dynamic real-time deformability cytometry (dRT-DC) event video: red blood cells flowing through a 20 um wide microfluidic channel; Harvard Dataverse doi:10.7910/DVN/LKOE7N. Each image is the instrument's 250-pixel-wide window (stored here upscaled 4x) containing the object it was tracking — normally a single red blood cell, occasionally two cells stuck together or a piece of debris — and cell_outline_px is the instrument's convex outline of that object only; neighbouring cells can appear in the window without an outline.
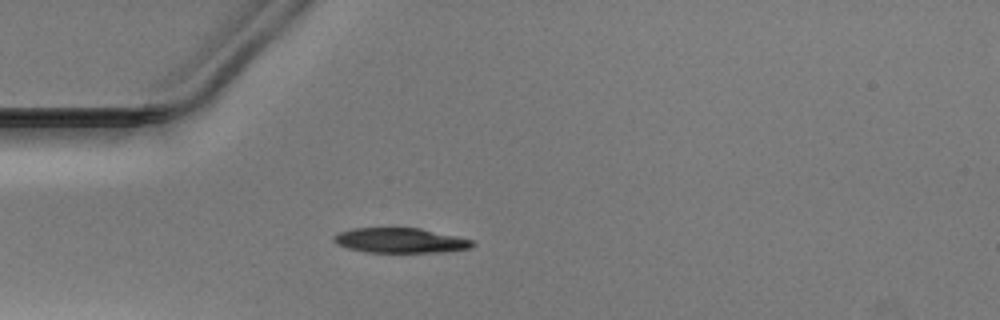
{"species": "Egyptian fruit bat (a non-hibernating species)", "species_latin": "Rousettus aegyptiacus", "temperature_condition": "warm", "stored_images_in_passage": 38, "camera_frame_rate_fps": 3000, "um_per_image_px": 0.085, "animal": {"sex": "male"}, "frame": {"image": 1, "passage_image": 1, "time_ms": 0.0, "image_size_px": [1000, 320], "cell_outline_px": [[476, 244], [468, 248], [436, 252], [368, 252], [348, 248], [336, 244], [332, 240], [332, 236], [340, 232], [352, 228], [420, 228], [456, 236], [472, 240]], "centroid_in_image_um": [33.97, 20.43], "position_along_channel_um": 51.0, "area_um2": 19.94}}
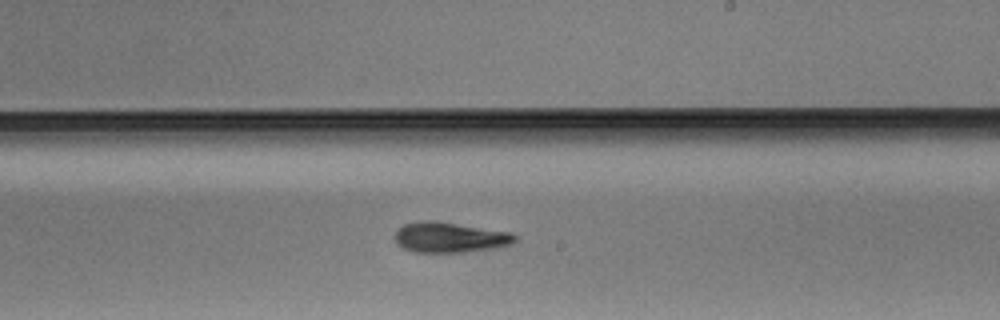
{"frame": {"image": 2, "passage_image": 17, "time_ms": 5.333, "image_size_px": [1000, 320], "cell_outline_px": [[520, 240], [512, 244], [496, 248], [464, 252], [412, 252], [396, 244], [392, 236], [404, 224], [424, 220], [436, 220], [512, 232], [520, 236]], "centroid_in_image_um": [38.29, 20.17], "position_along_channel_um": 250.7, "area_um2": 21.79}}
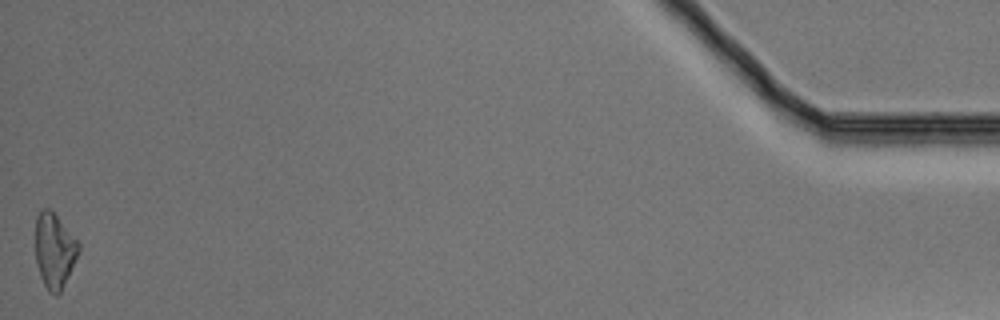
{"frame": {"image": 3, "passage_image": 38, "time_ms": 12.333, "image_size_px": [1000, 320], "cell_outline_px": [[80, 252], [60, 292], [56, 296], [48, 292], [40, 276], [36, 264], [36, 216], [44, 208], [48, 208], [56, 216], [80, 244]], "centroid_in_image_um": [4.62, 21.34], "position_along_channel_um": 430.6, "area_um2": 18.61}}